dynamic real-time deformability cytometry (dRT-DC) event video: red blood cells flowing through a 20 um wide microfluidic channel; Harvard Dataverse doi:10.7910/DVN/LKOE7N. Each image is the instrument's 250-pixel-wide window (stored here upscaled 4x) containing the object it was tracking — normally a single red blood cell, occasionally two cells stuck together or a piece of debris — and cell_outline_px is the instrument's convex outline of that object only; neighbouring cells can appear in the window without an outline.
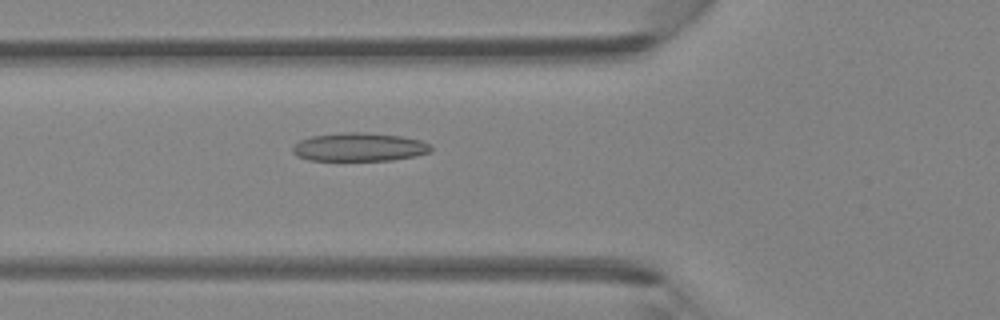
{"species": "Egyptian fruit bat (a non-hibernating species)", "species_latin": "Rousettus aegyptiacus", "temperature_condition": "room temperature", "stored_images_in_passage": 46, "camera_frame_rate_fps": 3000, "um_per_image_px": 0.085, "animal": {"sex": "female"}, "frame": {"image": 1, "passage_image": 17, "time_ms": 5.333, "image_size_px": [1000, 320], "cell_outline_px": [[432, 152], [416, 156], [392, 160], [308, 160], [296, 156], [292, 152], [292, 148], [300, 140], [312, 136], [340, 132], [364, 132], [400, 136], [420, 140], [432, 144]], "centroid_in_image_um": [30.56, 12.5], "position_along_channel_um": 95.2, "area_um2": 23.06}}
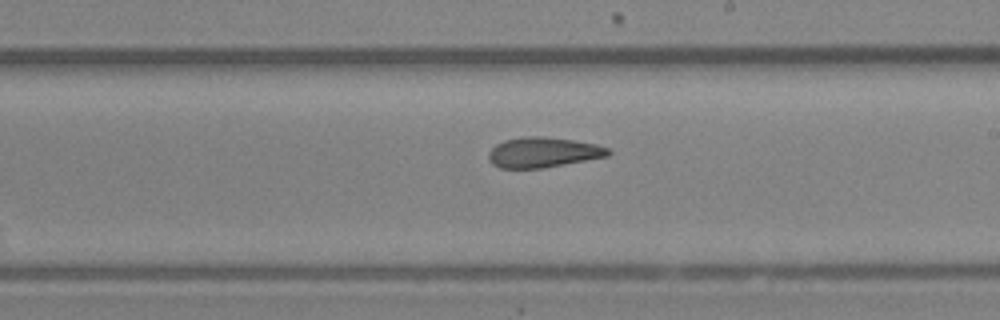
{"frame": {"image": 2, "passage_image": 27, "time_ms": 8.667, "image_size_px": [1000, 320], "cell_outline_px": [[612, 152], [608, 156], [544, 168], [500, 168], [492, 164], [488, 160], [488, 152], [496, 144], [504, 140], [524, 136], [544, 136], [572, 140], [596, 144], [608, 148]], "centroid_in_image_um": [46.14, 12.95], "position_along_channel_um": 242.9, "area_um2": 21.15}}
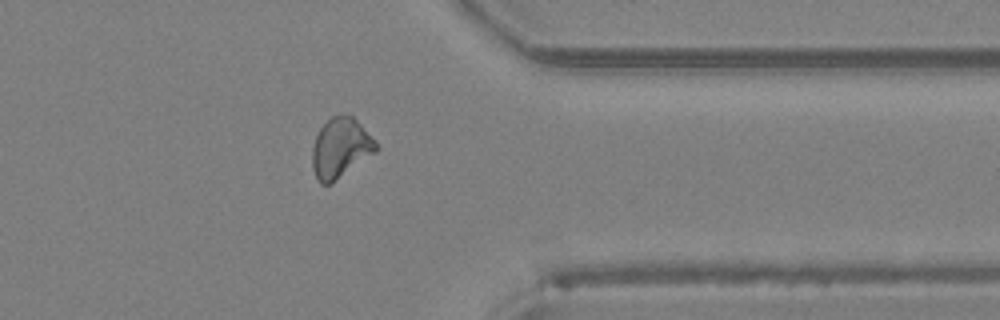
{"frame": {"image": 3, "passage_image": 37, "time_ms": 12.0, "image_size_px": [1000, 320], "cell_outline_px": [[376, 152], [332, 184], [320, 184], [316, 180], [312, 168], [312, 148], [316, 136], [320, 128], [332, 116], [344, 112], [352, 116], [376, 140]], "centroid_in_image_um": [28.93, 12.59], "position_along_channel_um": 382.5, "area_um2": 22.48}}